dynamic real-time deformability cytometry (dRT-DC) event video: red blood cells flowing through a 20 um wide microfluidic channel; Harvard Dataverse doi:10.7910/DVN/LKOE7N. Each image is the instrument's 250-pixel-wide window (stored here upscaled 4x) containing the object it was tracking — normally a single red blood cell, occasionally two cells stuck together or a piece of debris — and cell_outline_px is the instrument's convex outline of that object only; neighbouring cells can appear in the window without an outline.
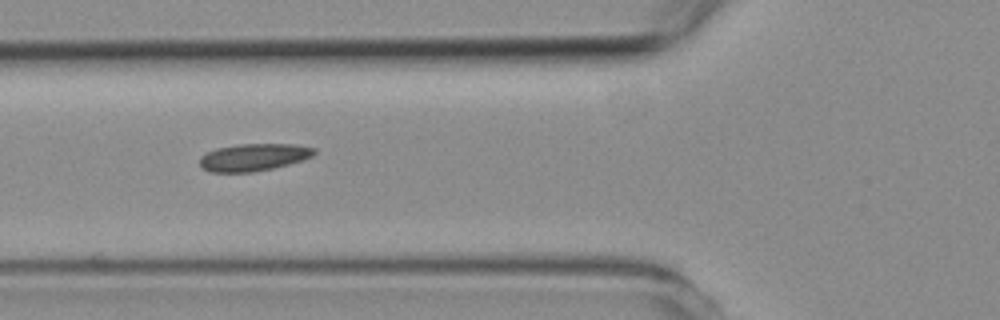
{"species": "common noctule bat (a hibernating species)", "species_latin": "Nyctalus noctula", "temperature_condition": "room temperature", "stored_images_in_passage": 6, "camera_frame_rate_fps": 3000, "um_per_image_px": 0.085, "animal": {"sex": "female", "body_mass_g": 19.3, "forearm_length_mm": 54.1}, "frame": {"image": 1, "passage_image": 4, "time_ms": 4.667, "image_size_px": [1000, 320], "cell_outline_px": [[316, 152], [312, 156], [288, 164], [272, 168], [252, 172], [208, 172], [200, 164], [200, 156], [216, 148], [240, 144], [296, 144], [316, 148]], "centroid_in_image_um": [21.55, 13.36], "position_along_channel_um": 104.2, "area_um2": 18.09}}
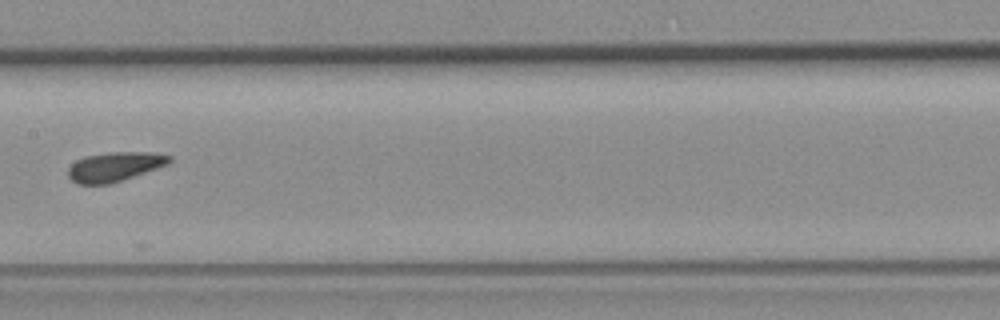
{"frame": {"image": 2, "passage_image": 6, "time_ms": 7.0, "image_size_px": [1000, 320], "cell_outline_px": [[172, 160], [168, 164], [108, 184], [80, 184], [72, 180], [68, 176], [68, 168], [76, 160], [84, 156], [112, 152], [148, 152], [172, 156]], "centroid_in_image_um": [9.72, 14.15], "position_along_channel_um": 197.7, "area_um2": 16.99}}